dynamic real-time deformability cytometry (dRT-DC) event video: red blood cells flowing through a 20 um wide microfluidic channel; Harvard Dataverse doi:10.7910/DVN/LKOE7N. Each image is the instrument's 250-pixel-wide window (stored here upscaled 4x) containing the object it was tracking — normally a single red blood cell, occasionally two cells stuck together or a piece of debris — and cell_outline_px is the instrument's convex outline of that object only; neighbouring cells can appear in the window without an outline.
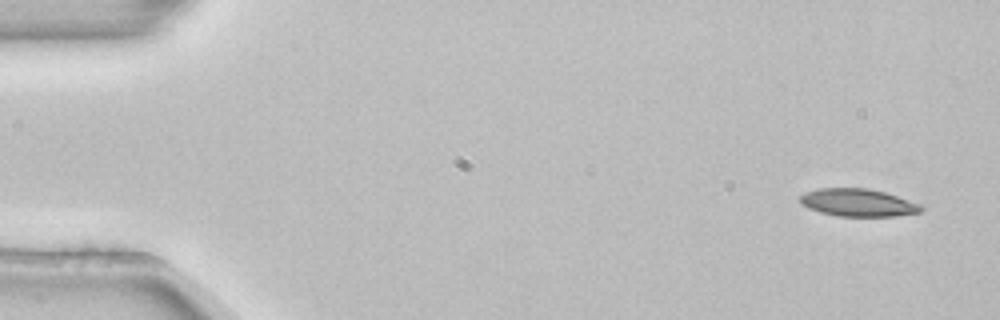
{"species": "common noctule bat (a hibernating species)", "species_latin": "Nyctalus noctula", "temperature_condition": "room temperature", "stored_images_in_passage": 4, "camera_frame_rate_fps": 3000, "um_per_image_px": 0.085, "animal": {"sex": "female", "body_mass_g": 22.7, "forearm_length_mm": 54.2}, "frame": {"image": 1, "passage_image": 1, "time_ms": 0.0, "image_size_px": [1000, 320], "cell_outline_px": [[924, 208], [920, 212], [896, 216], [836, 216], [820, 212], [808, 208], [800, 204], [800, 196], [804, 192], [816, 188], [868, 188], [884, 192], [920, 204]], "centroid_in_image_um": [72.88, 17.22], "position_along_channel_um": 12.1, "area_um2": 19.54}}